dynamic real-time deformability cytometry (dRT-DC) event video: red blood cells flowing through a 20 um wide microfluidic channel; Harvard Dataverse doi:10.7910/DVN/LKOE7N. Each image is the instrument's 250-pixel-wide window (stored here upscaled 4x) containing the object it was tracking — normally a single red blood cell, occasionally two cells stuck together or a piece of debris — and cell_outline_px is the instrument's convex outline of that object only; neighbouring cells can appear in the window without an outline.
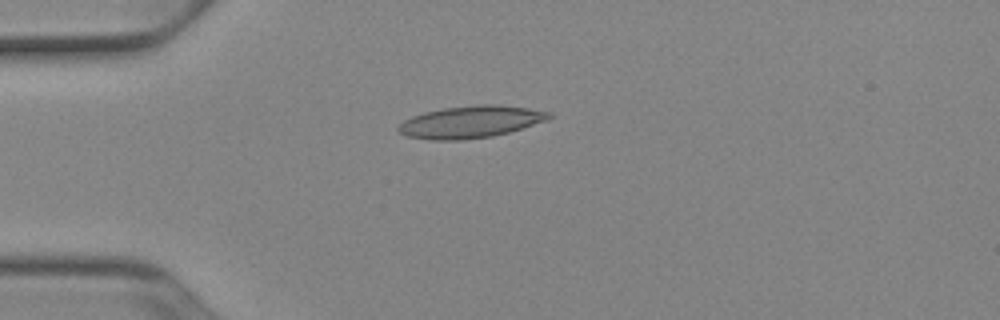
{"species": "Egyptian fruit bat (a non-hibernating species)", "species_latin": "Rousettus aegyptiacus", "temperature_condition": "cold", "stored_images_in_passage": 39, "camera_frame_rate_fps": 3000, "um_per_image_px": 0.085, "animal": {"sex": "female"}, "frame": {"image": 1, "passage_image": 1, "time_ms": 0.0, "image_size_px": [1000, 320], "cell_outline_px": [[552, 116], [548, 120], [508, 132], [492, 136], [464, 140], [428, 140], [408, 136], [400, 132], [396, 128], [404, 120], [412, 116], [424, 112], [444, 108], [480, 104], [496, 104], [528, 108], [552, 112]], "centroid_in_image_um": [40.01, 10.36], "position_along_channel_um": 45.0, "area_um2": 28.15}}
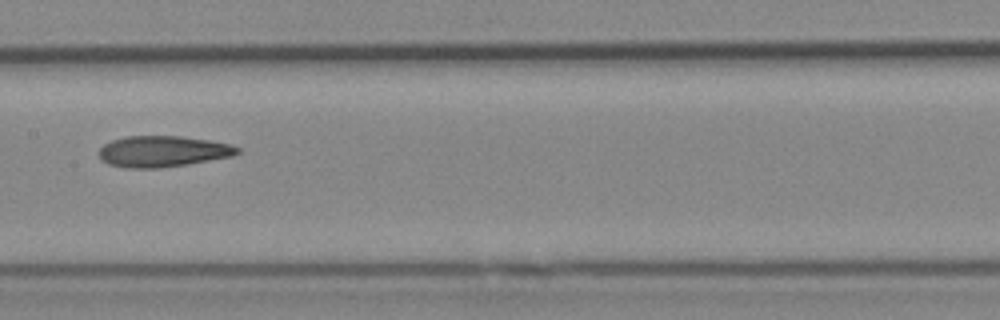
{"frame": {"image": 2, "passage_image": 14, "time_ms": 4.333, "image_size_px": [1000, 320], "cell_outline_px": [[240, 152], [232, 156], [188, 164], [160, 168], [124, 168], [108, 164], [100, 160], [100, 148], [104, 144], [112, 140], [128, 136], [180, 136], [208, 140], [232, 144], [240, 148]], "centroid_in_image_um": [13.84, 12.87], "position_along_channel_um": 193.6, "area_um2": 25.14}}
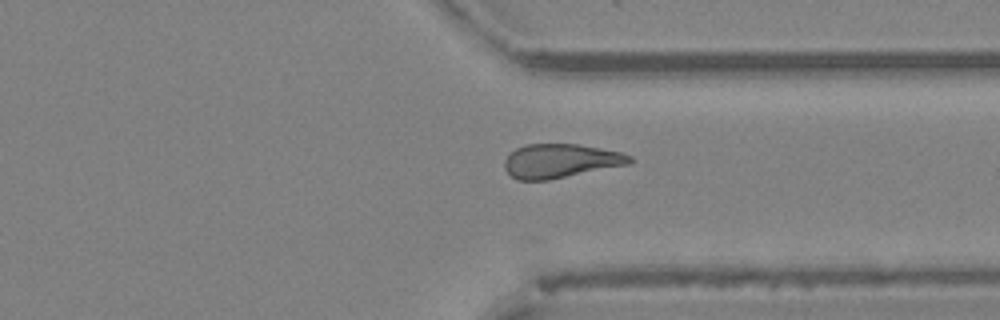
{"frame": {"image": 3, "passage_image": 27, "time_ms": 8.667, "image_size_px": [1000, 320], "cell_outline_px": [[632, 160], [628, 164], [548, 180], [516, 180], [504, 168], [504, 160], [516, 148], [524, 144], [580, 144], [620, 152], [632, 156]], "centroid_in_image_um": [47.61, 13.67], "position_along_channel_um": 363.8, "area_um2": 24.62}, "authors_computed_cell_mechanics": {"area_um2": 24.9118, "velocity_mm_per_s": 3.9117, "shape_relaxation_time_tau1_ms": null, "shape_relaxation_time_tau2_ms": 5.9118, "deformation_change_tau1": null, "deformation_change_tau2": 0.1557}}